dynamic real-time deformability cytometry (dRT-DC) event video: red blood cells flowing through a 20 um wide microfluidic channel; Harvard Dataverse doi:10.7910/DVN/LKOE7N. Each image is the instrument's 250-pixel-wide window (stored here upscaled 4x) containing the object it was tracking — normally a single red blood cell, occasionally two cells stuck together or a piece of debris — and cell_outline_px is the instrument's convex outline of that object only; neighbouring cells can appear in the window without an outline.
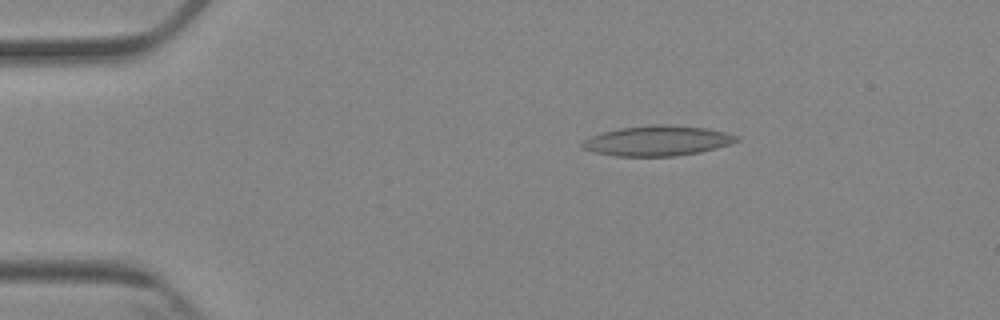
{"species": "Egyptian fruit bat (a non-hibernating species)", "species_latin": "Rousettus aegyptiacus", "temperature_condition": "cold", "stored_images_in_passage": 4, "camera_frame_rate_fps": 3000, "um_per_image_px": 0.085, "animal": {"sex": "female"}, "frame": {"image": 1, "passage_image": 3, "time_ms": 2.333, "image_size_px": [1000, 320], "cell_outline_px": [[740, 140], [716, 148], [700, 152], [676, 156], [616, 156], [592, 152], [580, 148], [580, 144], [584, 140], [592, 136], [604, 132], [620, 128], [652, 124], [668, 124], [708, 128], [728, 132], [740, 136]], "centroid_in_image_um": [55.9, 11.96], "position_along_channel_um": 29.1, "area_um2": 27.34}}